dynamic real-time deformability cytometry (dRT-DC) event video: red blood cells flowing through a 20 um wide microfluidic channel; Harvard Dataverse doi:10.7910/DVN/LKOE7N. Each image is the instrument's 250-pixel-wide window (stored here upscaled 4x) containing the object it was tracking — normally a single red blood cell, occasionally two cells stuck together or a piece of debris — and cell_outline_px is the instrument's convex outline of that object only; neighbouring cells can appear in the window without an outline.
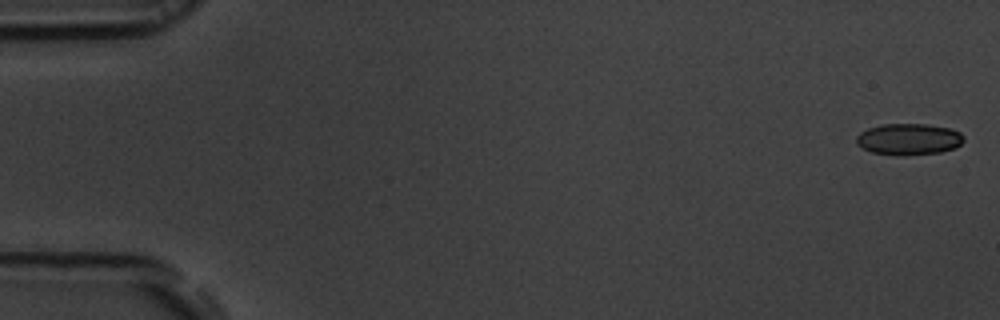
{"species": "common noctule bat (a hibernating species)", "species_latin": "Nyctalus noctula", "temperature_condition": "room temperature", "stored_images_in_passage": 12, "camera_frame_rate_fps": 3000, "um_per_image_px": 0.085, "animal": {"sex": "male", "body_mass_g": 19.5, "forearm_length_mm": 54.6}, "frame": {"image": 1, "passage_image": 1, "time_ms": 0.0, "image_size_px": [1000, 320], "cell_outline_px": [[964, 140], [956, 148], [940, 152], [904, 156], [900, 156], [872, 152], [856, 144], [856, 136], [860, 132], [868, 128], [880, 124], [924, 124], [948, 128], [960, 132], [964, 136]], "centroid_in_image_um": [77.23, 11.84], "position_along_channel_um": 7.8, "area_um2": 19.77}}